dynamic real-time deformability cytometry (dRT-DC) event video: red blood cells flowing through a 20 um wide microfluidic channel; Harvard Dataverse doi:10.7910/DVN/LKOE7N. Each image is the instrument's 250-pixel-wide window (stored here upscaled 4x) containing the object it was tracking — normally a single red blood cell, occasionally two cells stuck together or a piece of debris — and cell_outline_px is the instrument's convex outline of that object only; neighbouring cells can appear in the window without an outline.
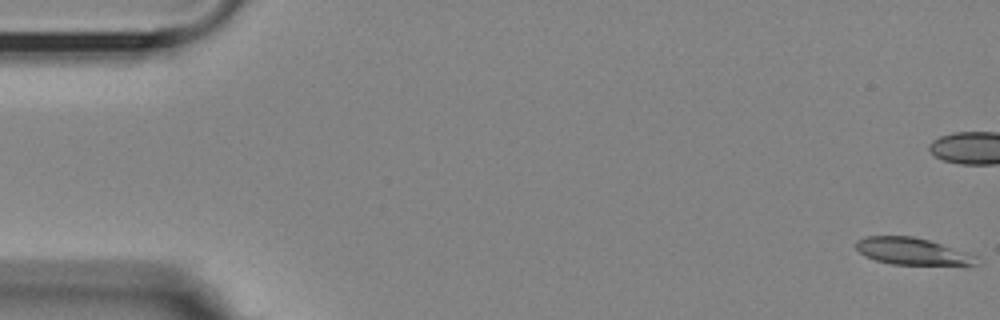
{"species": "Egyptian fruit bat (a non-hibernating species)", "species_latin": "Rousettus aegyptiacus", "temperature_condition": "room temperature", "stored_images_in_passage": 16, "camera_frame_rate_fps": 3000, "um_per_image_px": 0.085, "animal": {"sex": "female"}, "frame": {"image": 1, "passage_image": 1, "time_ms": 0.0, "image_size_px": [1000, 320], "cell_outline_px": [[980, 264], [892, 264], [876, 260], [864, 256], [856, 248], [856, 240], [868, 236], [912, 236], [928, 240], [976, 256]], "centroid_in_image_um": [77.47, 21.35], "position_along_channel_um": 7.5, "area_um2": 18.38}}